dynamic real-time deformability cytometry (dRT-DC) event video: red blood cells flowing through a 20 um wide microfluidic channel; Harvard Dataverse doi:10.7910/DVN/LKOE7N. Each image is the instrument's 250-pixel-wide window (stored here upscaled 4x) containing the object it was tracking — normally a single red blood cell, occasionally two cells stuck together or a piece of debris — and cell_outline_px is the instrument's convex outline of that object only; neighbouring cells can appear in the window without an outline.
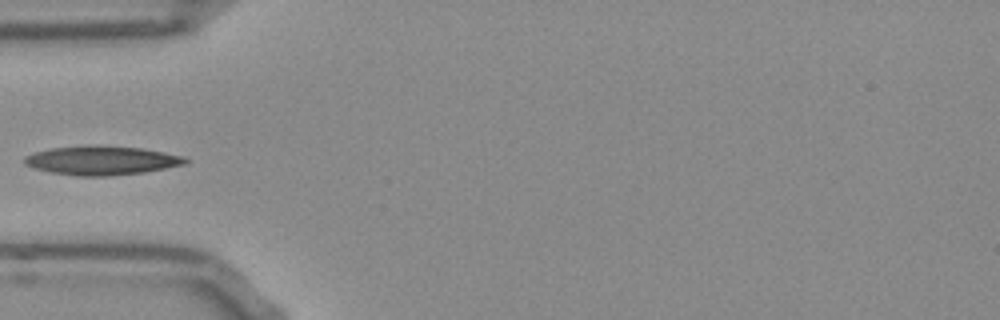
{"species": "Egyptian fruit bat (a non-hibernating species)", "species_latin": "Rousettus aegyptiacus", "temperature_condition": "room temperature", "stored_images_in_passage": 37, "camera_frame_rate_fps": 3000, "um_per_image_px": 0.085, "frame": {"image": 1, "passage_image": 1, "time_ms": 0.0, "image_size_px": [1000, 320], "cell_outline_px": [[192, 160], [188, 164], [144, 172], [108, 176], [76, 176], [52, 172], [36, 168], [24, 164], [24, 156], [32, 152], [52, 148], [88, 144], [140, 148], [164, 152], [184, 156]], "centroid_in_image_um": [8.67, 13.63], "position_along_channel_um": 76.3, "area_um2": 27.46}}
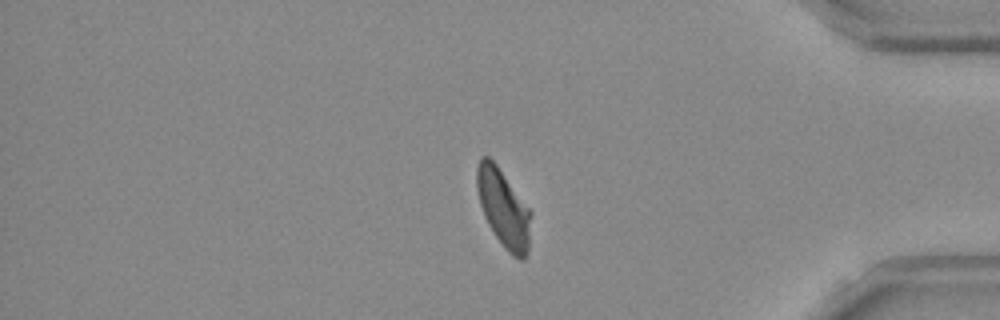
{"frame": {"image": 2, "passage_image": 28, "time_ms": 9.0, "image_size_px": [1000, 320], "cell_outline_px": [[532, 212], [528, 252], [524, 260], [520, 260], [512, 256], [504, 248], [488, 224], [484, 216], [480, 204], [476, 188], [476, 168], [480, 156], [488, 156], [496, 164]], "centroid_in_image_um": [42.79, 17.72], "position_along_channel_um": 392.4, "area_um2": 24.62}}
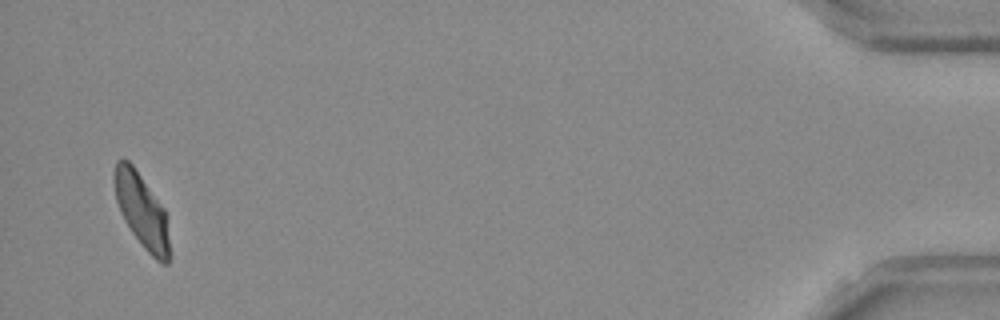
{"frame": {"image": 3, "passage_image": 35, "time_ms": 11.333, "image_size_px": [1000, 320], "cell_outline_px": [[168, 264], [160, 264], [144, 248], [132, 232], [124, 220], [120, 212], [116, 200], [112, 180], [112, 176], [116, 160], [128, 160], [132, 164], [164, 208], [168, 240]], "centroid_in_image_um": [11.99, 17.87], "position_along_channel_um": 423.2, "area_um2": 23.52}}